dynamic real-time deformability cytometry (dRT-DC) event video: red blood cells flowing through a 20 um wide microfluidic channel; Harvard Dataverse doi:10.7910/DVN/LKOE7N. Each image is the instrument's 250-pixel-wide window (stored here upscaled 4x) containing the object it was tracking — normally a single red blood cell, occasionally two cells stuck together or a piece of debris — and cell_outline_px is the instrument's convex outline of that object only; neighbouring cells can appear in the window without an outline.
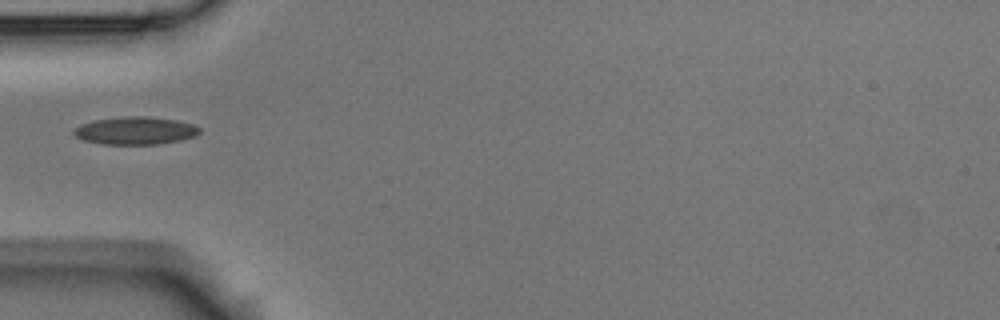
{"species": "Egyptian fruit bat (a non-hibernating species)", "species_latin": "Rousettus aegyptiacus", "temperature_condition": "room temperature", "stored_images_in_passage": 1, "camera_frame_rate_fps": 3000, "um_per_image_px": 0.085, "animal": {"sex": "male"}, "frame": {"image": 1, "passage_image": 1, "time_ms": 0.0, "image_size_px": [1000, 320], "cell_outline_px": [[200, 132], [196, 136], [180, 140], [156, 144], [100, 144], [84, 140], [76, 136], [72, 132], [80, 124], [96, 120], [124, 116], [144, 116], [176, 120], [196, 124], [200, 128]], "centroid_in_image_um": [11.53, 11.1], "position_along_channel_um": 73.5, "area_um2": 20.29}}